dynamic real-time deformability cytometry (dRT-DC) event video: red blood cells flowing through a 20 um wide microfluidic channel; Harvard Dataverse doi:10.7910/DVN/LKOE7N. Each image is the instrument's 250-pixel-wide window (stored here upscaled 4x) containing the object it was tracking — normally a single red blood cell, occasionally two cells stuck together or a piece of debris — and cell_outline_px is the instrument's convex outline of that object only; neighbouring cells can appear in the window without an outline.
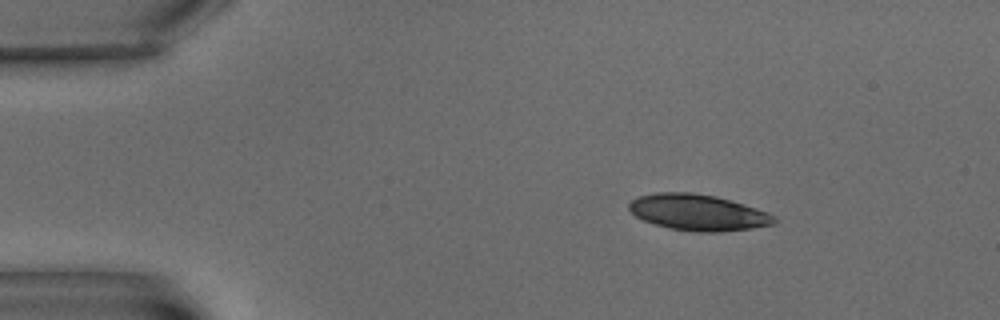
{"species": "common noctule bat (a hibernating species)", "species_latin": "Nyctalus noctula", "temperature_condition": "warm", "stored_images_in_passage": 2, "camera_frame_rate_fps": 3000, "um_per_image_px": 0.085, "animal": {"sex": "male", "body_mass_g": 15.6}, "frame": {"image": 1, "passage_image": 1, "time_ms": 0.0, "image_size_px": [1000, 320], "cell_outline_px": [[780, 220], [776, 224], [752, 228], [720, 232], [696, 232], [672, 228], [656, 224], [644, 220], [636, 216], [628, 208], [628, 204], [632, 200], [640, 196], [656, 192], [692, 192], [716, 196], [744, 204], [768, 212], [776, 216]], "centroid_in_image_um": [59.39, 18.05], "position_along_channel_um": 25.6, "area_um2": 30.63}}